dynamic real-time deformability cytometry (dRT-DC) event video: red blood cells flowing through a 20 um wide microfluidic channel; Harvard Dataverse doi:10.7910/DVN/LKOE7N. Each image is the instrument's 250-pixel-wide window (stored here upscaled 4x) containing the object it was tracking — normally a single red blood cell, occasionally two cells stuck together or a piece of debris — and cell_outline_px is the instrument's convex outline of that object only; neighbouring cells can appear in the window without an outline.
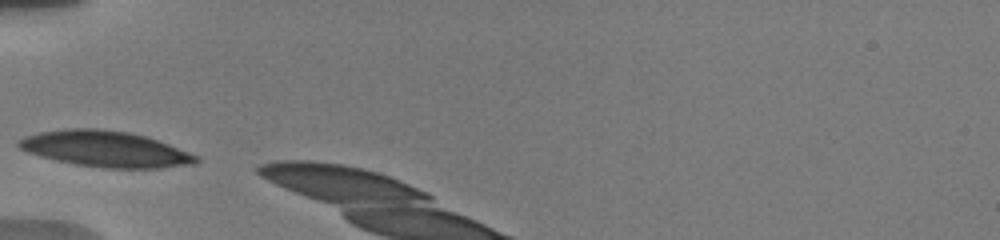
{"species": "human", "species_latin": "Homo sapiens", "temperature_condition": "warm", "stored_images_in_passage": 2, "camera_frame_rate_fps": 3000, "um_per_image_px": 0.085, "donor": {"sex": "male"}, "frame": {"image": 1, "passage_image": 1, "time_ms": 0.0, "image_size_px": [1000, 240], "cell_outline_px": [[200, 160], [196, 164], [160, 168], [104, 168], [76, 164], [56, 160], [40, 156], [28, 152], [20, 148], [16, 144], [16, 140], [24, 136], [40, 132], [68, 128], [96, 128], [128, 132], [144, 136], [168, 144], [188, 152], [196, 156]], "centroid_in_image_um": [8.92, 12.66], "position_along_channel_um": 76.1, "area_um2": 36.99}}